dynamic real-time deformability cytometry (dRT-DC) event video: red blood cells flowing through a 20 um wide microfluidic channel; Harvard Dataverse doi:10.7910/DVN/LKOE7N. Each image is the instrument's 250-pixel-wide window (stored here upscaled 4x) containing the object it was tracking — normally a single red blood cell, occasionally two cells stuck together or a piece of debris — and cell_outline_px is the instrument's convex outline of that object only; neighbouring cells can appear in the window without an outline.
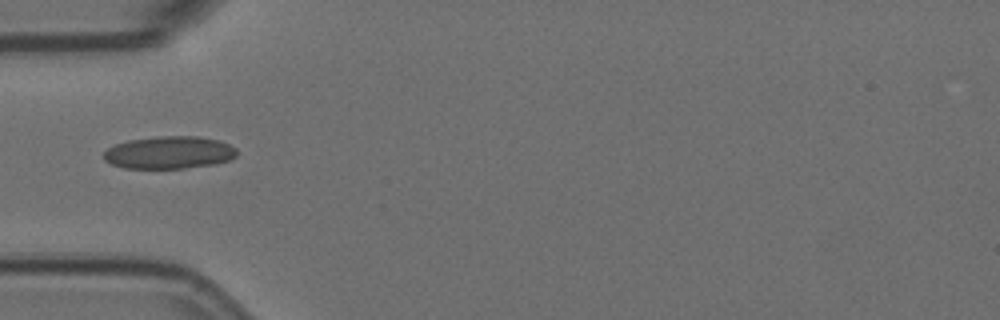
{"species": "Egyptian fruit bat (a non-hibernating species)", "species_latin": "Rousettus aegyptiacus", "temperature_condition": "room temperature", "stored_images_in_passage": 1, "camera_frame_rate_fps": 3000, "um_per_image_px": 0.085, "animal": {"sex": "female"}, "frame": {"image": 1, "passage_image": 1, "time_ms": 0.0, "image_size_px": [1000, 320], "cell_outline_px": [[236, 156], [228, 160], [216, 164], [184, 168], [124, 168], [112, 164], [104, 160], [104, 152], [108, 148], [116, 144], [128, 140], [156, 136], [196, 136], [220, 140], [236, 148]], "centroid_in_image_um": [14.38, 12.96], "position_along_channel_um": 70.6, "area_um2": 25.26}}